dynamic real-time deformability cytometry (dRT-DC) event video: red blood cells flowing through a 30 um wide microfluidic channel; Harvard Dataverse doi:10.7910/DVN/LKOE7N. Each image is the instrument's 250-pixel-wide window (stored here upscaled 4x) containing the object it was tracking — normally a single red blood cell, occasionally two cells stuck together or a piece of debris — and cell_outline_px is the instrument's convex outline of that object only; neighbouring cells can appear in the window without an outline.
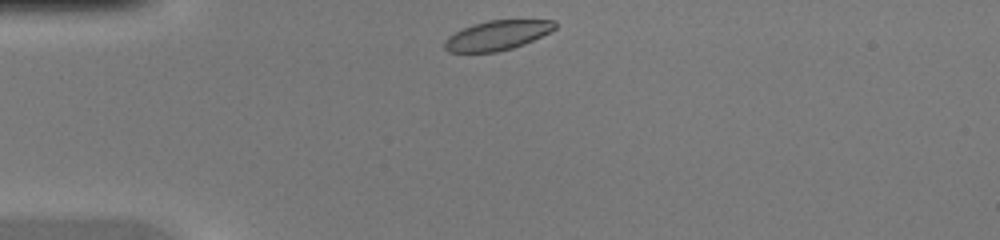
{"species": "common noctule bat (a hibernating species)", "species_latin": "Nyctalus noctula", "temperature_condition": "warm", "stored_images_in_passage": 35, "camera_frame_rate_fps": 3000, "um_per_image_px": 0.085, "animal": {"sex": "female", "body_mass_g": 20.0, "forearm_length_mm": 54.0}, "frame": {"image": 1, "passage_image": 1, "time_ms": 0.0, "image_size_px": [1000, 240], "cell_outline_px": [[556, 28], [524, 44], [512, 48], [496, 52], [448, 52], [444, 48], [444, 40], [448, 36], [472, 24], [488, 20], [556, 20]], "centroid_in_image_um": [42.23, 3.0], "position_along_channel_um": 42.8, "area_um2": 18.9}}
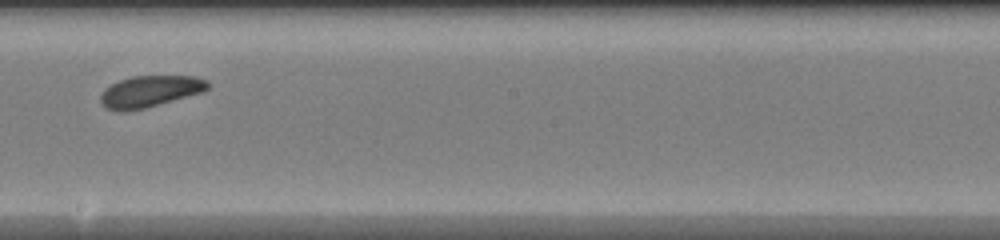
{"frame": {"image": 2, "passage_image": 16, "time_ms": 5.0, "image_size_px": [1000, 240], "cell_outline_px": [[208, 88], [204, 92], [144, 108], [124, 112], [116, 112], [104, 108], [100, 104], [100, 96], [104, 88], [120, 80], [132, 76], [196, 76], [208, 80]], "centroid_in_image_um": [12.71, 7.78], "position_along_channel_um": 235.5, "area_um2": 19.88}}
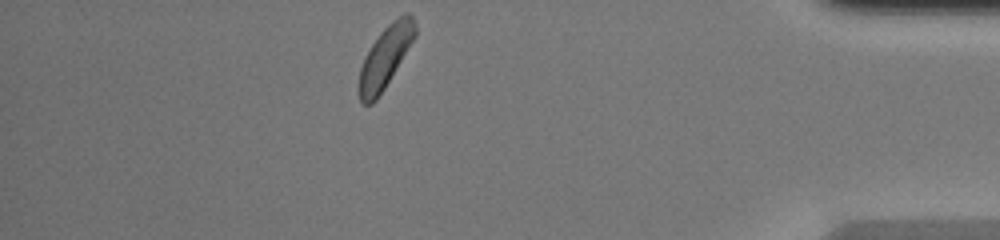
{"frame": {"image": 3, "passage_image": 30, "time_ms": 9.667, "image_size_px": [1000, 240], "cell_outline_px": [[416, 36], [384, 88], [376, 100], [372, 104], [360, 104], [360, 68], [364, 56], [380, 32], [392, 20], [404, 12], [408, 12], [412, 16], [416, 24]], "centroid_in_image_um": [32.77, 4.8], "position_along_channel_um": 402.4, "area_um2": 19.88}}